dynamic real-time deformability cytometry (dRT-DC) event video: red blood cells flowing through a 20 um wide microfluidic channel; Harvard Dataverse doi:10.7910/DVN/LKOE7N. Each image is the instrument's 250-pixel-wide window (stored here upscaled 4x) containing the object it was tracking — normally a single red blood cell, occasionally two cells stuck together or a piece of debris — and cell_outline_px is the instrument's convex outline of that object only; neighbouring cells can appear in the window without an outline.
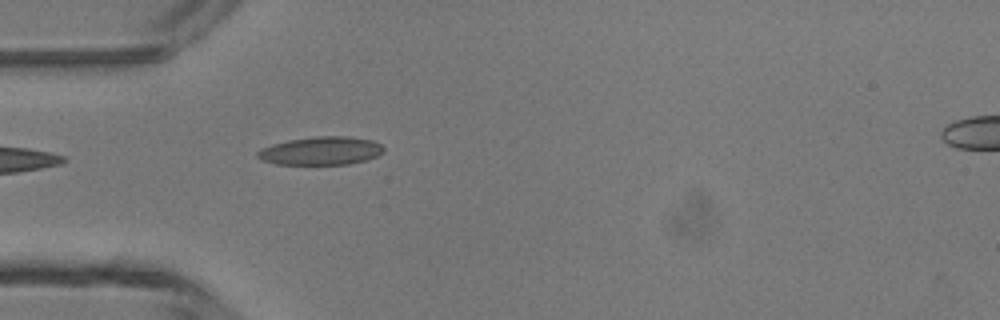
{"species": "common noctule bat (a hibernating species)", "species_latin": "Nyctalus noctula", "temperature_condition": "room temperature", "stored_images_in_passage": 30, "camera_frame_rate_fps": 3000, "um_per_image_px": 0.085, "animal": {"sex": "male", "body_mass_g": 13.3}, "frame": {"image": 1, "passage_image": 1, "time_ms": 0.0, "image_size_px": [1000, 320], "cell_outline_px": [[384, 152], [368, 160], [348, 164], [276, 164], [260, 160], [256, 156], [256, 152], [260, 148], [272, 144], [288, 140], [316, 136], [348, 136], [372, 140], [380, 144], [384, 148]], "centroid_in_image_um": [27.26, 12.82], "position_along_channel_um": 57.7, "area_um2": 20.92}}
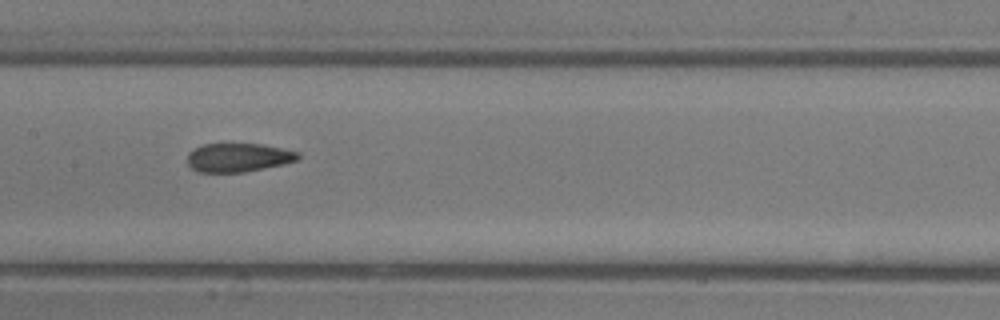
{"frame": {"image": 2, "passage_image": 10, "time_ms": 3.0, "image_size_px": [1000, 320], "cell_outline_px": [[300, 156], [296, 160], [284, 164], [244, 172], [200, 172], [192, 168], [188, 164], [188, 152], [192, 148], [204, 144], [264, 144], [300, 152]], "centroid_in_image_um": [20.25, 13.38], "position_along_channel_um": 187.1, "area_um2": 18.55}}
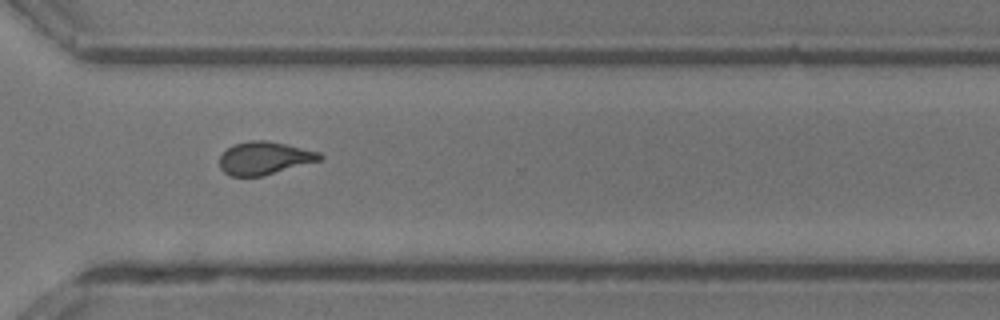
{"frame": {"image": 3, "passage_image": 21, "time_ms": 6.667, "image_size_px": [1000, 320], "cell_outline_px": [[324, 156], [320, 160], [264, 176], [228, 176], [220, 168], [220, 156], [232, 144], [248, 140], [268, 140], [320, 152]], "centroid_in_image_um": [22.46, 13.44], "position_along_channel_um": 348.1, "area_um2": 19.31}, "authors_computed_cell_mechanics": {"area_um2": 19.3919, "velocity_mm_per_s": 4.404, "shape_relaxation_time_tau1_ms": null, "shape_relaxation_time_tau2_ms": 1.4908, "deformation_change_tau1": null, "deformation_change_tau2": 0.0764}}